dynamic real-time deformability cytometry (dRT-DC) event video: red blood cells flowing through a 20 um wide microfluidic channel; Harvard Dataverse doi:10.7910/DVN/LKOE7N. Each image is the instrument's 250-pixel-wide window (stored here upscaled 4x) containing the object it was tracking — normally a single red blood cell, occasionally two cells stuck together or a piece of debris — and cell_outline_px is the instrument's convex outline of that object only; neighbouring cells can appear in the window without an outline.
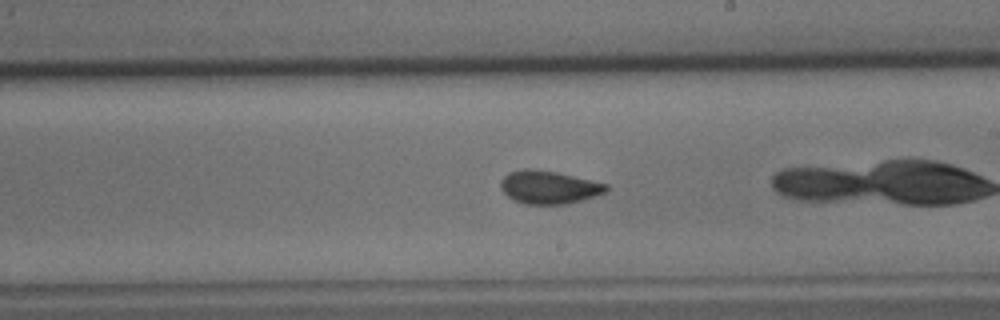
{"species": "common noctule bat (a hibernating species)", "species_latin": "Nyctalus noctula", "temperature_condition": "cold", "stored_images_in_passage": 54, "camera_frame_rate_fps": 3000, "um_per_image_px": 0.085, "animal": {"sex": "male", "body_mass_g": 15.6}, "frame": {"image": 1, "passage_image": 30, "time_ms": 9.667, "image_size_px": [1000, 320], "cell_outline_px": [[608, 192], [580, 200], [564, 204], [524, 204], [508, 196], [500, 188], [500, 180], [508, 172], [524, 168], [532, 168], [556, 172], [608, 184]], "centroid_in_image_um": [46.63, 15.9], "position_along_channel_um": 242.4, "area_um2": 20.29}}
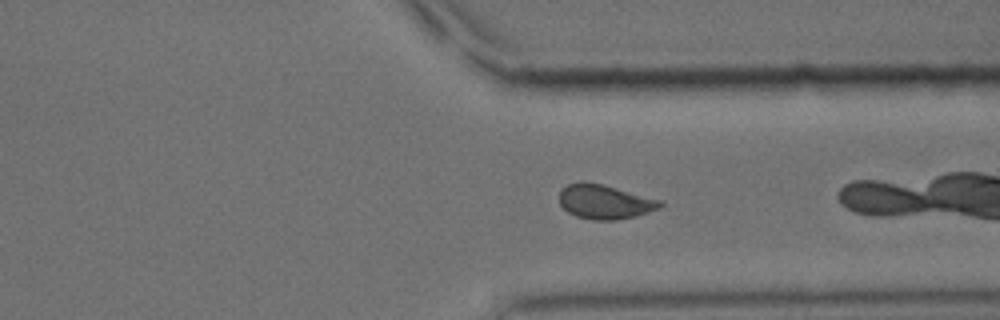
{"frame": {"image": 2, "passage_image": 40, "time_ms": 13.0, "image_size_px": [1000, 320], "cell_outline_px": [[664, 204], [648, 212], [636, 216], [616, 220], [592, 220], [576, 216], [568, 212], [560, 204], [560, 192], [568, 184], [584, 180], [604, 184], [664, 200]], "centroid_in_image_um": [51.43, 17.13], "position_along_channel_um": 360.0, "area_um2": 20.4}, "authors_computed_cell_mechanics": {"area_um2": 20.6635, "velocity_mm_per_s": 3.5289, "shape_relaxation_time_tau1_ms": 4.1892, "shape_relaxation_time_tau2_ms": 0.6801, "deformation_change_tau1": 0.1071, "deformation_change_tau2": 0.0404}}